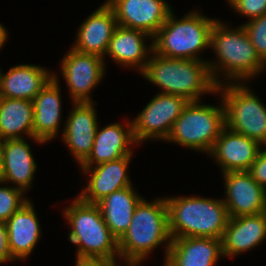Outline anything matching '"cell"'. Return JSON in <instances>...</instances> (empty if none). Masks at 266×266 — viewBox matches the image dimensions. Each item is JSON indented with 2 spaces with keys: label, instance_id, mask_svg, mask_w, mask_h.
Wrapping results in <instances>:
<instances>
[{
  "label": "cell",
  "instance_id": "obj_1",
  "mask_svg": "<svg viewBox=\"0 0 266 266\" xmlns=\"http://www.w3.org/2000/svg\"><path fill=\"white\" fill-rule=\"evenodd\" d=\"M210 48L218 58L217 62H207L217 85H222L224 82L219 79V72H224L223 76L226 80L229 79L230 83L234 81L240 83L239 80L249 81L251 77L260 74L266 68V63L257 54L242 25L231 29L216 19L210 33Z\"/></svg>",
  "mask_w": 266,
  "mask_h": 266
},
{
  "label": "cell",
  "instance_id": "obj_2",
  "mask_svg": "<svg viewBox=\"0 0 266 266\" xmlns=\"http://www.w3.org/2000/svg\"><path fill=\"white\" fill-rule=\"evenodd\" d=\"M140 73L162 89L161 93L182 96L188 101H200L207 93L217 94L208 61L162 57L154 52Z\"/></svg>",
  "mask_w": 266,
  "mask_h": 266
},
{
  "label": "cell",
  "instance_id": "obj_3",
  "mask_svg": "<svg viewBox=\"0 0 266 266\" xmlns=\"http://www.w3.org/2000/svg\"><path fill=\"white\" fill-rule=\"evenodd\" d=\"M171 242L165 198L153 202L142 198L135 207L130 226L118 240L119 257L124 262H143L154 249L165 244L166 260Z\"/></svg>",
  "mask_w": 266,
  "mask_h": 266
},
{
  "label": "cell",
  "instance_id": "obj_4",
  "mask_svg": "<svg viewBox=\"0 0 266 266\" xmlns=\"http://www.w3.org/2000/svg\"><path fill=\"white\" fill-rule=\"evenodd\" d=\"M172 238L222 239L229 215L224 201L203 197L165 198Z\"/></svg>",
  "mask_w": 266,
  "mask_h": 266
},
{
  "label": "cell",
  "instance_id": "obj_5",
  "mask_svg": "<svg viewBox=\"0 0 266 266\" xmlns=\"http://www.w3.org/2000/svg\"><path fill=\"white\" fill-rule=\"evenodd\" d=\"M63 214L71 226L68 239L78 245L76 258L120 260L118 240L103 220L97 204L83 202L77 196Z\"/></svg>",
  "mask_w": 266,
  "mask_h": 266
},
{
  "label": "cell",
  "instance_id": "obj_6",
  "mask_svg": "<svg viewBox=\"0 0 266 266\" xmlns=\"http://www.w3.org/2000/svg\"><path fill=\"white\" fill-rule=\"evenodd\" d=\"M215 20L196 10L176 19L171 11L153 36V52L162 57L204 61L198 55L210 48V33Z\"/></svg>",
  "mask_w": 266,
  "mask_h": 266
},
{
  "label": "cell",
  "instance_id": "obj_7",
  "mask_svg": "<svg viewBox=\"0 0 266 266\" xmlns=\"http://www.w3.org/2000/svg\"><path fill=\"white\" fill-rule=\"evenodd\" d=\"M220 103L218 107L190 101L174 122L166 141L209 154L226 127L222 99Z\"/></svg>",
  "mask_w": 266,
  "mask_h": 266
},
{
  "label": "cell",
  "instance_id": "obj_8",
  "mask_svg": "<svg viewBox=\"0 0 266 266\" xmlns=\"http://www.w3.org/2000/svg\"><path fill=\"white\" fill-rule=\"evenodd\" d=\"M228 84L217 86L225 109L226 127L266 146V106L241 81Z\"/></svg>",
  "mask_w": 266,
  "mask_h": 266
},
{
  "label": "cell",
  "instance_id": "obj_9",
  "mask_svg": "<svg viewBox=\"0 0 266 266\" xmlns=\"http://www.w3.org/2000/svg\"><path fill=\"white\" fill-rule=\"evenodd\" d=\"M189 102L182 96L159 92L132 120L136 142L140 144L147 139L166 140L174 122Z\"/></svg>",
  "mask_w": 266,
  "mask_h": 266
},
{
  "label": "cell",
  "instance_id": "obj_10",
  "mask_svg": "<svg viewBox=\"0 0 266 266\" xmlns=\"http://www.w3.org/2000/svg\"><path fill=\"white\" fill-rule=\"evenodd\" d=\"M61 72L69 89L73 103L93 102L91 90L104 77V58L94 54L81 53L72 47L61 60Z\"/></svg>",
  "mask_w": 266,
  "mask_h": 266
},
{
  "label": "cell",
  "instance_id": "obj_11",
  "mask_svg": "<svg viewBox=\"0 0 266 266\" xmlns=\"http://www.w3.org/2000/svg\"><path fill=\"white\" fill-rule=\"evenodd\" d=\"M118 26L142 30L152 37L166 22L172 9L165 0H107Z\"/></svg>",
  "mask_w": 266,
  "mask_h": 266
},
{
  "label": "cell",
  "instance_id": "obj_12",
  "mask_svg": "<svg viewBox=\"0 0 266 266\" xmlns=\"http://www.w3.org/2000/svg\"><path fill=\"white\" fill-rule=\"evenodd\" d=\"M226 197L222 200L229 217L255 215L266 212V189L248 171L222 173Z\"/></svg>",
  "mask_w": 266,
  "mask_h": 266
},
{
  "label": "cell",
  "instance_id": "obj_13",
  "mask_svg": "<svg viewBox=\"0 0 266 266\" xmlns=\"http://www.w3.org/2000/svg\"><path fill=\"white\" fill-rule=\"evenodd\" d=\"M133 155L101 163L95 167H81L82 173L88 174L90 180L78 197L86 203L97 204L114 191L132 186L127 168Z\"/></svg>",
  "mask_w": 266,
  "mask_h": 266
},
{
  "label": "cell",
  "instance_id": "obj_14",
  "mask_svg": "<svg viewBox=\"0 0 266 266\" xmlns=\"http://www.w3.org/2000/svg\"><path fill=\"white\" fill-rule=\"evenodd\" d=\"M73 105L75 106L66 120L62 139L80 166L92 151L98 121L92 102Z\"/></svg>",
  "mask_w": 266,
  "mask_h": 266
},
{
  "label": "cell",
  "instance_id": "obj_15",
  "mask_svg": "<svg viewBox=\"0 0 266 266\" xmlns=\"http://www.w3.org/2000/svg\"><path fill=\"white\" fill-rule=\"evenodd\" d=\"M261 147L258 141L225 127L209 154L216 159L223 173L248 171Z\"/></svg>",
  "mask_w": 266,
  "mask_h": 266
},
{
  "label": "cell",
  "instance_id": "obj_16",
  "mask_svg": "<svg viewBox=\"0 0 266 266\" xmlns=\"http://www.w3.org/2000/svg\"><path fill=\"white\" fill-rule=\"evenodd\" d=\"M118 26L112 8L105 2L79 26L72 48L104 58L109 41Z\"/></svg>",
  "mask_w": 266,
  "mask_h": 266
},
{
  "label": "cell",
  "instance_id": "obj_17",
  "mask_svg": "<svg viewBox=\"0 0 266 266\" xmlns=\"http://www.w3.org/2000/svg\"><path fill=\"white\" fill-rule=\"evenodd\" d=\"M124 126L112 123L101 130L97 127L92 151L80 167H93L133 155L131 146L138 143L134 137L132 121Z\"/></svg>",
  "mask_w": 266,
  "mask_h": 266
},
{
  "label": "cell",
  "instance_id": "obj_18",
  "mask_svg": "<svg viewBox=\"0 0 266 266\" xmlns=\"http://www.w3.org/2000/svg\"><path fill=\"white\" fill-rule=\"evenodd\" d=\"M223 256L222 240L217 238H172L164 266H215Z\"/></svg>",
  "mask_w": 266,
  "mask_h": 266
},
{
  "label": "cell",
  "instance_id": "obj_19",
  "mask_svg": "<svg viewBox=\"0 0 266 266\" xmlns=\"http://www.w3.org/2000/svg\"><path fill=\"white\" fill-rule=\"evenodd\" d=\"M266 239V212L229 217L222 237L223 257L237 256Z\"/></svg>",
  "mask_w": 266,
  "mask_h": 266
},
{
  "label": "cell",
  "instance_id": "obj_20",
  "mask_svg": "<svg viewBox=\"0 0 266 266\" xmlns=\"http://www.w3.org/2000/svg\"><path fill=\"white\" fill-rule=\"evenodd\" d=\"M146 38L153 40L148 33L117 26L114 30L106 54L125 68L133 67L141 73L149 61L148 53L153 52V42L146 46ZM145 39V40H144Z\"/></svg>",
  "mask_w": 266,
  "mask_h": 266
},
{
  "label": "cell",
  "instance_id": "obj_21",
  "mask_svg": "<svg viewBox=\"0 0 266 266\" xmlns=\"http://www.w3.org/2000/svg\"><path fill=\"white\" fill-rule=\"evenodd\" d=\"M32 201L26 202L6 222L12 259H26L40 240L41 228Z\"/></svg>",
  "mask_w": 266,
  "mask_h": 266
},
{
  "label": "cell",
  "instance_id": "obj_22",
  "mask_svg": "<svg viewBox=\"0 0 266 266\" xmlns=\"http://www.w3.org/2000/svg\"><path fill=\"white\" fill-rule=\"evenodd\" d=\"M59 79L54 77L35 96L34 107V137L44 143L53 140L59 133L61 120V89Z\"/></svg>",
  "mask_w": 266,
  "mask_h": 266
},
{
  "label": "cell",
  "instance_id": "obj_23",
  "mask_svg": "<svg viewBox=\"0 0 266 266\" xmlns=\"http://www.w3.org/2000/svg\"><path fill=\"white\" fill-rule=\"evenodd\" d=\"M54 77V74L38 65L19 64L4 74L0 70V97L32 101Z\"/></svg>",
  "mask_w": 266,
  "mask_h": 266
},
{
  "label": "cell",
  "instance_id": "obj_24",
  "mask_svg": "<svg viewBox=\"0 0 266 266\" xmlns=\"http://www.w3.org/2000/svg\"><path fill=\"white\" fill-rule=\"evenodd\" d=\"M37 165L30 145L22 139H7L4 143L3 167L0 175L1 184L14 183L16 188H30Z\"/></svg>",
  "mask_w": 266,
  "mask_h": 266
},
{
  "label": "cell",
  "instance_id": "obj_25",
  "mask_svg": "<svg viewBox=\"0 0 266 266\" xmlns=\"http://www.w3.org/2000/svg\"><path fill=\"white\" fill-rule=\"evenodd\" d=\"M33 124V101L0 97V136L3 139H22L26 134L36 143H44L34 137Z\"/></svg>",
  "mask_w": 266,
  "mask_h": 266
},
{
  "label": "cell",
  "instance_id": "obj_26",
  "mask_svg": "<svg viewBox=\"0 0 266 266\" xmlns=\"http://www.w3.org/2000/svg\"><path fill=\"white\" fill-rule=\"evenodd\" d=\"M141 199L130 186L114 191L97 203L103 220L117 240L130 226L135 207Z\"/></svg>",
  "mask_w": 266,
  "mask_h": 266
},
{
  "label": "cell",
  "instance_id": "obj_27",
  "mask_svg": "<svg viewBox=\"0 0 266 266\" xmlns=\"http://www.w3.org/2000/svg\"><path fill=\"white\" fill-rule=\"evenodd\" d=\"M1 184V181H0ZM24 192L15 186L0 187V221L6 222L17 210L29 200Z\"/></svg>",
  "mask_w": 266,
  "mask_h": 266
},
{
  "label": "cell",
  "instance_id": "obj_28",
  "mask_svg": "<svg viewBox=\"0 0 266 266\" xmlns=\"http://www.w3.org/2000/svg\"><path fill=\"white\" fill-rule=\"evenodd\" d=\"M259 57L266 63V14L242 24Z\"/></svg>",
  "mask_w": 266,
  "mask_h": 266
},
{
  "label": "cell",
  "instance_id": "obj_29",
  "mask_svg": "<svg viewBox=\"0 0 266 266\" xmlns=\"http://www.w3.org/2000/svg\"><path fill=\"white\" fill-rule=\"evenodd\" d=\"M229 5L249 20L266 14V0H227Z\"/></svg>",
  "mask_w": 266,
  "mask_h": 266
},
{
  "label": "cell",
  "instance_id": "obj_30",
  "mask_svg": "<svg viewBox=\"0 0 266 266\" xmlns=\"http://www.w3.org/2000/svg\"><path fill=\"white\" fill-rule=\"evenodd\" d=\"M248 172L260 186L266 189V149H260Z\"/></svg>",
  "mask_w": 266,
  "mask_h": 266
},
{
  "label": "cell",
  "instance_id": "obj_31",
  "mask_svg": "<svg viewBox=\"0 0 266 266\" xmlns=\"http://www.w3.org/2000/svg\"><path fill=\"white\" fill-rule=\"evenodd\" d=\"M14 261L8 248V236L5 222L0 221V264Z\"/></svg>",
  "mask_w": 266,
  "mask_h": 266
},
{
  "label": "cell",
  "instance_id": "obj_32",
  "mask_svg": "<svg viewBox=\"0 0 266 266\" xmlns=\"http://www.w3.org/2000/svg\"><path fill=\"white\" fill-rule=\"evenodd\" d=\"M114 262L104 259H76V266H113Z\"/></svg>",
  "mask_w": 266,
  "mask_h": 266
},
{
  "label": "cell",
  "instance_id": "obj_33",
  "mask_svg": "<svg viewBox=\"0 0 266 266\" xmlns=\"http://www.w3.org/2000/svg\"><path fill=\"white\" fill-rule=\"evenodd\" d=\"M8 32L5 27L0 23V49L4 46V43L7 41Z\"/></svg>",
  "mask_w": 266,
  "mask_h": 266
},
{
  "label": "cell",
  "instance_id": "obj_34",
  "mask_svg": "<svg viewBox=\"0 0 266 266\" xmlns=\"http://www.w3.org/2000/svg\"><path fill=\"white\" fill-rule=\"evenodd\" d=\"M5 139L0 136V175L3 167V153H4Z\"/></svg>",
  "mask_w": 266,
  "mask_h": 266
},
{
  "label": "cell",
  "instance_id": "obj_35",
  "mask_svg": "<svg viewBox=\"0 0 266 266\" xmlns=\"http://www.w3.org/2000/svg\"><path fill=\"white\" fill-rule=\"evenodd\" d=\"M117 263L118 262H114L113 266H118ZM140 263L142 262L128 261V262H125L124 264H127L126 266H139Z\"/></svg>",
  "mask_w": 266,
  "mask_h": 266
}]
</instances>
